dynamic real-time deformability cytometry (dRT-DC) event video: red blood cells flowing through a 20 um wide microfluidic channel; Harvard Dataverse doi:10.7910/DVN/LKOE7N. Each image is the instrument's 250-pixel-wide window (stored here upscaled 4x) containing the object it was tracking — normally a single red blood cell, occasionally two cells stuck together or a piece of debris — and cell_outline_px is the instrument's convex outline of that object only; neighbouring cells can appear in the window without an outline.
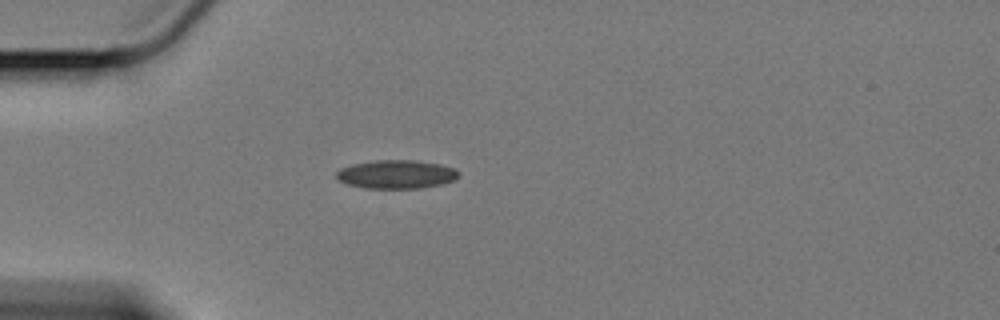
{"species": "Egyptian fruit bat (a non-hibernating species)", "species_latin": "Rousettus aegyptiacus", "temperature_condition": "cold", "stored_images_in_passage": 43, "camera_frame_rate_fps": 3000, "um_per_image_px": 0.085, "animal": {"sex": "female"}, "frame": {"image": 1, "passage_image": 1, "time_ms": 0.0, "image_size_px": [1000, 320], "cell_outline_px": [[460, 176], [456, 180], [444, 184], [420, 188], [364, 188], [348, 184], [336, 180], [336, 172], [340, 168], [352, 164], [376, 160], [416, 160], [440, 164], [456, 168], [460, 172]], "centroid_in_image_um": [33.73, 14.81], "position_along_channel_um": 51.3, "area_um2": 20.69}}
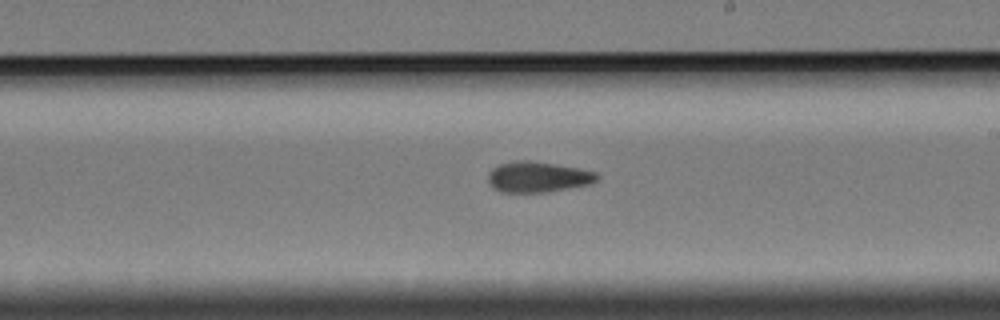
{"frame": {"image": 2, "passage_image": 19, "time_ms": 6.0, "image_size_px": [1000, 320], "cell_outline_px": [[600, 176], [592, 184], [548, 192], [504, 192], [492, 188], [488, 180], [488, 172], [492, 168], [500, 164], [516, 160], [528, 160], [576, 168], [596, 172]], "centroid_in_image_um": [45.71, 15.05], "position_along_channel_um": 243.3, "area_um2": 19.42}}
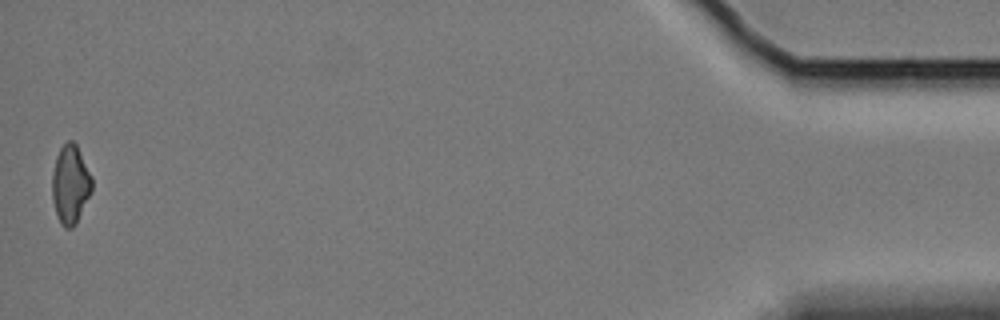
{"frame": {"image": 3, "passage_image": 43, "time_ms": 14.0, "image_size_px": [1000, 320], "cell_outline_px": [[92, 192], [76, 224], [72, 228], [64, 228], [60, 224], [52, 200], [52, 172], [56, 156], [60, 148], [68, 140], [72, 140], [76, 144], [92, 176]], "centroid_in_image_um": [5.98, 15.69], "position_along_channel_um": 429.2, "area_um2": 18.44}, "authors_computed_cell_mechanics": {"area_um2": 19.2474, "velocity_mm_per_s": 3.3922, "shape_relaxation_time_tau1_ms": null, "shape_relaxation_time_tau2_ms": 6.5892, "deformation_change_tau1": null, "deformation_change_tau2": 0.1238}}